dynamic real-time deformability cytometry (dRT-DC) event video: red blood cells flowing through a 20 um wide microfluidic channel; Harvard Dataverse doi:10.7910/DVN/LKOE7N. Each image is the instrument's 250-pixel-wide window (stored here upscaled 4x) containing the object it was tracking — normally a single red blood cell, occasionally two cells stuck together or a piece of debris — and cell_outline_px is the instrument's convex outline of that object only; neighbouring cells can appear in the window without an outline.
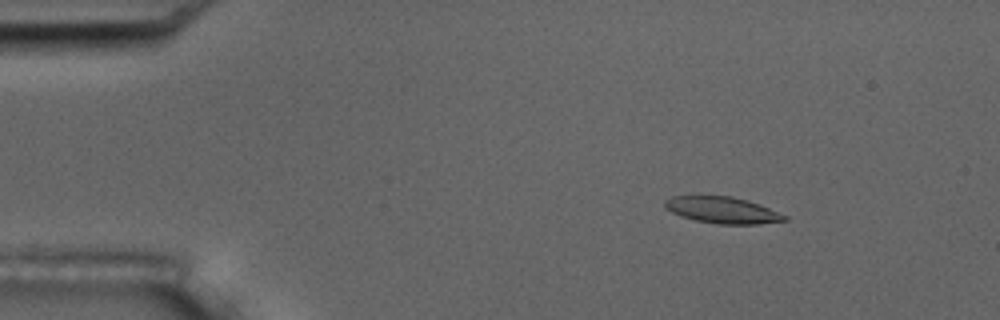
{"species": "common noctule bat (a hibernating species)", "species_latin": "Nyctalus noctula", "temperature_condition": "room temperature", "stored_images_in_passage": 5, "camera_frame_rate_fps": 3000, "um_per_image_px": 0.085, "animal": {"sex": "male", "body_mass_g": 17.5, "forearm_length_mm": 52.3}, "frame": {"image": 1, "passage_image": 3, "time_ms": 2.333, "image_size_px": [1000, 320], "cell_outline_px": [[788, 220], [756, 224], [716, 224], [696, 220], [680, 216], [664, 208], [664, 200], [672, 196], [732, 196], [748, 200], [760, 204], [788, 216]], "centroid_in_image_um": [61.4, 17.85], "position_along_channel_um": 23.6, "area_um2": 18.55}}